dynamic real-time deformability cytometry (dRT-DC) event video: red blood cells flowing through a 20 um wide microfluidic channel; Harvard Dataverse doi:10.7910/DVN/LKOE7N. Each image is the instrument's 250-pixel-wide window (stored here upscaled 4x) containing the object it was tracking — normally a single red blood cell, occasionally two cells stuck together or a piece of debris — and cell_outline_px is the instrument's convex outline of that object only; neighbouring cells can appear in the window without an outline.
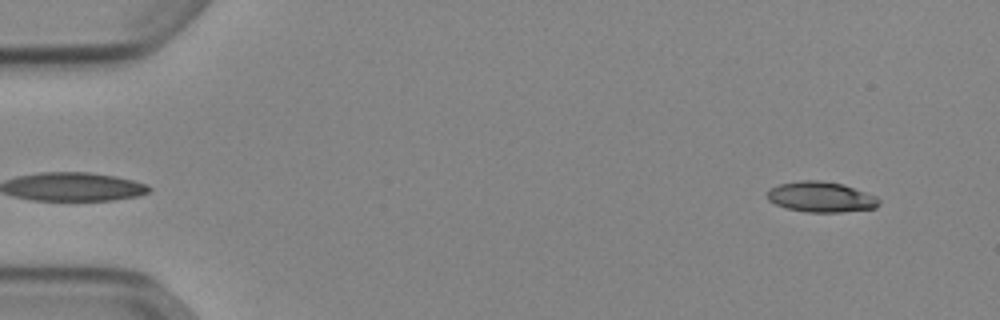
{"species": "Egyptian fruit bat (a non-hibernating species)", "species_latin": "Rousettus aegyptiacus", "temperature_condition": "cold", "stored_images_in_passage": 44, "camera_frame_rate_fps": 3000, "um_per_image_px": 0.085, "animal": {"sex": "female"}, "frame": {"image": 1, "passage_image": 1, "time_ms": 0.0, "image_size_px": [1000, 320], "cell_outline_px": [[880, 204], [876, 208], [840, 212], [804, 212], [784, 208], [768, 200], [768, 188], [780, 184], [800, 180], [820, 180], [844, 184], [876, 196], [880, 200]], "centroid_in_image_um": [69.78, 16.74], "position_along_channel_um": 15.2, "area_um2": 20.0}}
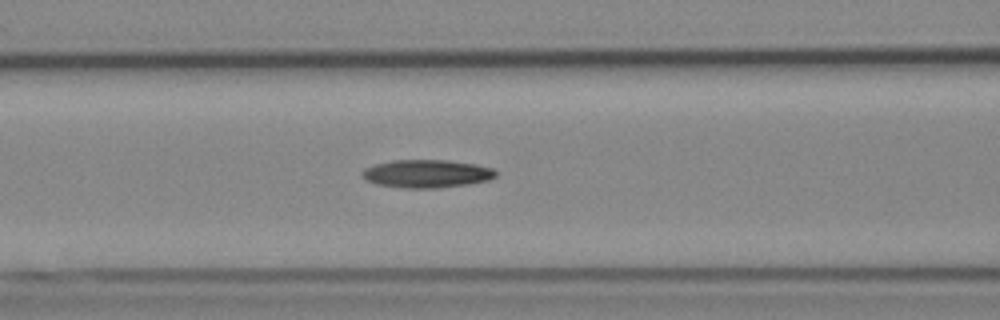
{"frame": {"image": 2, "passage_image": 19, "time_ms": 6.0, "image_size_px": [1000, 320], "cell_outline_px": [[496, 176], [488, 180], [468, 184], [440, 188], [404, 188], [376, 184], [364, 180], [364, 168], [376, 164], [392, 160], [448, 160], [476, 164], [492, 168], [496, 172]], "centroid_in_image_um": [36.28, 14.76], "position_along_channel_um": 130.3, "area_um2": 21.79}}
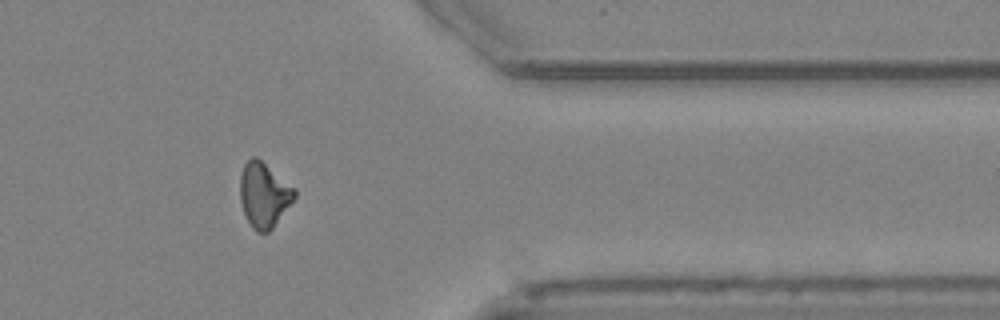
{"frame": {"image": 3, "passage_image": 40, "time_ms": 13.0, "image_size_px": [1000, 320], "cell_outline_px": [[296, 196], [272, 228], [268, 232], [256, 232], [252, 228], [244, 212], [240, 200], [240, 176], [244, 164], [252, 156], [256, 156], [296, 188]], "centroid_in_image_um": [22.43, 16.54], "position_along_channel_um": 389.0, "area_um2": 20.46}}